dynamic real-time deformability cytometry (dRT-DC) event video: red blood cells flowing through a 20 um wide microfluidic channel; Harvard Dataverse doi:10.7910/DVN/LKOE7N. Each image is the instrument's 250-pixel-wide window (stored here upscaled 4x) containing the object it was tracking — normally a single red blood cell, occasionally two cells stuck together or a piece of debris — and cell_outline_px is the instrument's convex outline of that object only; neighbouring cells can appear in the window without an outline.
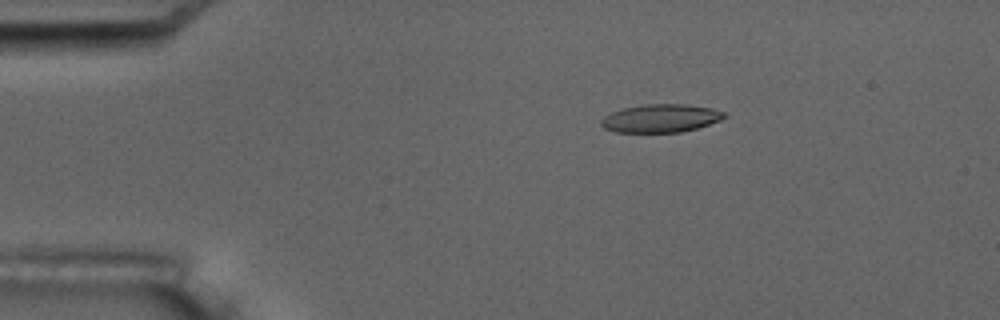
{"species": "common noctule bat (a hibernating species)", "species_latin": "Nyctalus noctula", "temperature_condition": "room temperature", "stored_images_in_passage": 5, "camera_frame_rate_fps": 3000, "um_per_image_px": 0.085, "animal": {"sex": "male", "body_mass_g": 17.5, "forearm_length_mm": 52.3}, "frame": {"image": 1, "passage_image": 3, "time_ms": 3.0, "image_size_px": [1000, 320], "cell_outline_px": [[728, 116], [720, 120], [696, 128], [680, 132], [616, 132], [604, 128], [600, 124], [600, 120], [604, 116], [612, 112], [624, 108], [644, 104], [688, 104], [712, 108], [724, 112]], "centroid_in_image_um": [56.16, 10.05], "position_along_channel_um": 28.8, "area_um2": 20.17}}